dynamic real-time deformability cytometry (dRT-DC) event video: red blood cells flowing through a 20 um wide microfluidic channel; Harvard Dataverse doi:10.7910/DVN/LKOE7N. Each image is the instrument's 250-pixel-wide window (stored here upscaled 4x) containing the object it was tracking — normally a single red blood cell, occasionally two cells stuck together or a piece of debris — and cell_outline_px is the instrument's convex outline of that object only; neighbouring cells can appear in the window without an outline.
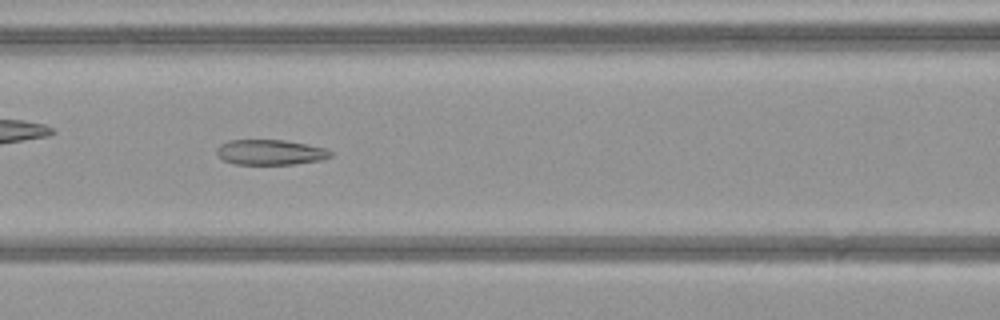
{"species": "common noctule bat (a hibernating species)", "species_latin": "Nyctalus noctula", "temperature_condition": "warm", "stored_images_in_passage": 43, "camera_frame_rate_fps": 3000, "um_per_image_px": 0.085, "animal": {"sex": "female", "body_mass_g": 21.9}, "frame": {"image": 1, "passage_image": 15, "time_ms": 4.667, "image_size_px": [1000, 320], "cell_outline_px": [[332, 156], [320, 160], [296, 164], [232, 164], [224, 160], [216, 152], [216, 148], [220, 144], [228, 140], [284, 140], [308, 144], [324, 148], [332, 152]], "centroid_in_image_um": [22.96, 12.94], "position_along_channel_um": 143.6, "area_um2": 16.76}}
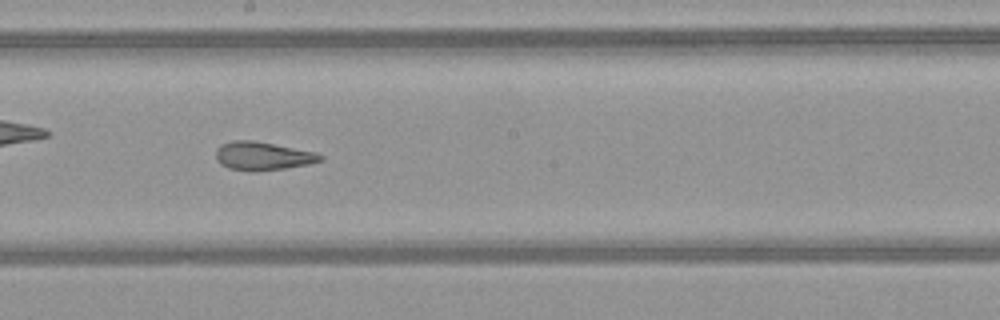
{"frame": {"image": 2, "passage_image": 21, "time_ms": 6.667, "image_size_px": [1000, 320], "cell_outline_px": [[324, 160], [308, 164], [284, 168], [256, 172], [252, 172], [228, 168], [220, 164], [216, 160], [216, 148], [220, 144], [232, 140], [252, 140], [316, 152], [324, 156]], "centroid_in_image_um": [22.3, 13.26], "position_along_channel_um": 225.9, "area_um2": 17.46}}
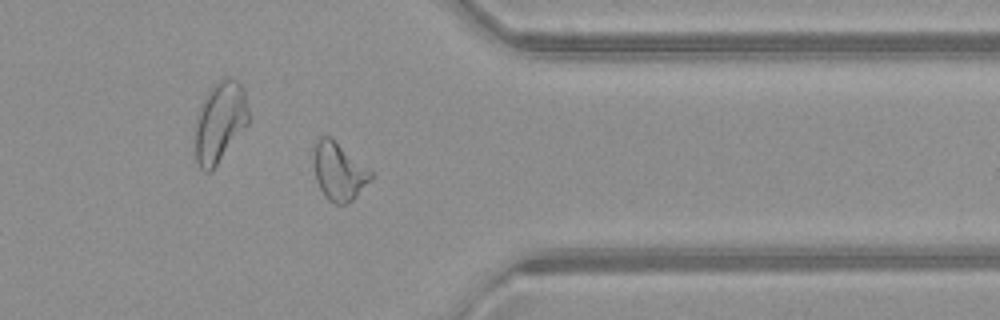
{"frame": {"image": 3, "passage_image": 33, "time_ms": 10.667, "image_size_px": [1000, 320], "cell_outline_px": [[372, 176], [356, 196], [348, 204], [336, 204], [328, 200], [324, 196], [316, 180], [312, 160], [312, 152], [316, 140], [320, 136], [328, 136], [368, 168], [372, 172]], "centroid_in_image_um": [28.73, 14.58], "position_along_channel_um": 382.7, "area_um2": 19.02}, "authors_computed_cell_mechanics": {"area_um2": 19.5942, "velocity_mm_per_s": 4.1138, "shape_relaxation_time_tau1_ms": null, "shape_relaxation_time_tau2_ms": 1.7933, "deformation_change_tau1": null, "deformation_change_tau2": 0.0928}}